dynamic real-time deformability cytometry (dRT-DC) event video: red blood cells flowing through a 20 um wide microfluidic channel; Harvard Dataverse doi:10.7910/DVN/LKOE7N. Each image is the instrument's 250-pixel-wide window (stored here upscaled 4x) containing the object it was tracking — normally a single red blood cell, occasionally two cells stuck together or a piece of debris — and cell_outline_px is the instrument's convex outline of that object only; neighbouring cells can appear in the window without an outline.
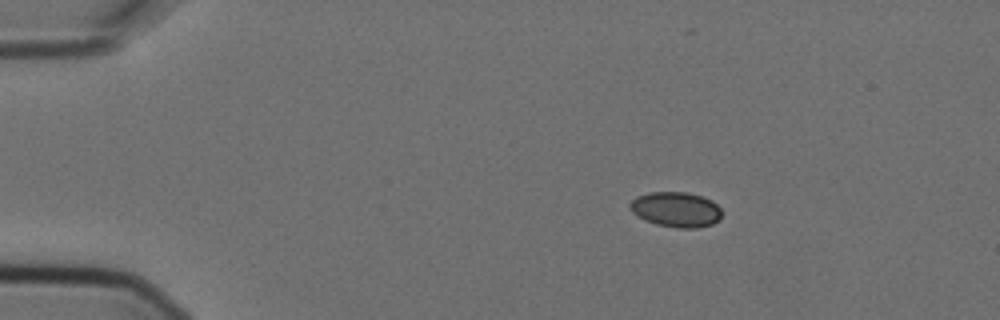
{"species": "Egyptian fruit bat (a non-hibernating species)", "species_latin": "Rousettus aegyptiacus", "temperature_condition": "cold", "stored_images_in_passage": 5, "camera_frame_rate_fps": 3000, "um_per_image_px": 0.085, "animal": {"sex": "female"}, "frame": {"image": 1, "passage_image": 2, "time_ms": 0.333, "image_size_px": [1000, 320], "cell_outline_px": [[720, 220], [712, 224], [696, 228], [676, 228], [656, 224], [644, 220], [632, 212], [628, 208], [628, 204], [636, 196], [648, 192], [684, 192], [700, 196], [712, 200], [720, 208]], "centroid_in_image_um": [57.42, 17.81], "position_along_channel_um": 27.6, "area_um2": 18.9}}
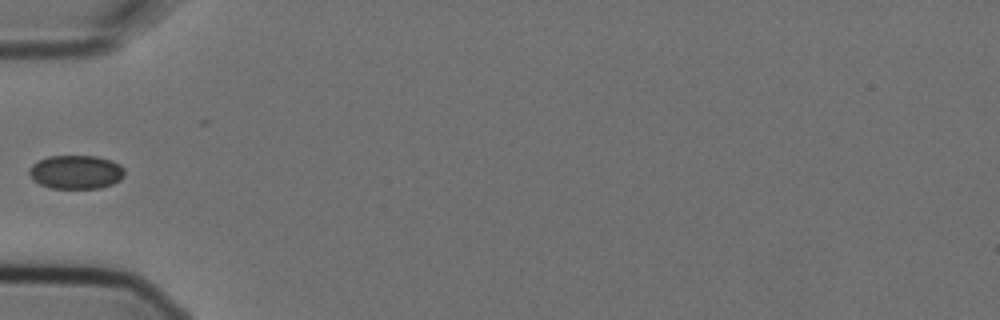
{"frame": {"image": 2, "passage_image": 5, "time_ms": 1.333, "image_size_px": [1000, 320], "cell_outline_px": [[124, 176], [120, 180], [112, 184], [100, 188], [52, 188], [40, 184], [28, 172], [28, 168], [32, 164], [48, 156], [96, 156], [112, 160], [120, 164], [124, 168]], "centroid_in_image_um": [6.49, 14.61], "position_along_channel_um": 78.5, "area_um2": 18.73}}